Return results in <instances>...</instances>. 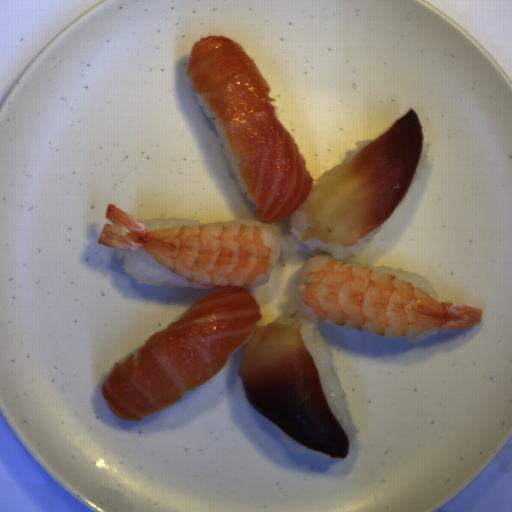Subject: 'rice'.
Instances as JSON below:
<instances>
[{
	"mask_svg": "<svg viewBox=\"0 0 512 512\" xmlns=\"http://www.w3.org/2000/svg\"><path fill=\"white\" fill-rule=\"evenodd\" d=\"M296 293L297 291L288 300L289 314L303 320V324L299 328L302 342L316 366L324 396L347 436L348 452H350L356 445L359 430L354 423L344 390L336 373L335 358L318 323L309 322L301 317Z\"/></svg>",
	"mask_w": 512,
	"mask_h": 512,
	"instance_id": "1",
	"label": "rice"
},
{
	"mask_svg": "<svg viewBox=\"0 0 512 512\" xmlns=\"http://www.w3.org/2000/svg\"><path fill=\"white\" fill-rule=\"evenodd\" d=\"M116 257L123 258V271L137 283L156 286H175L189 289L213 288L190 282L184 277L166 269L145 250H114Z\"/></svg>",
	"mask_w": 512,
	"mask_h": 512,
	"instance_id": "2",
	"label": "rice"
},
{
	"mask_svg": "<svg viewBox=\"0 0 512 512\" xmlns=\"http://www.w3.org/2000/svg\"><path fill=\"white\" fill-rule=\"evenodd\" d=\"M289 225L292 235L298 240V242L304 247L312 251H323L335 259L343 260L351 257H355L364 248H366L382 231L384 222L379 225L370 234L353 244L352 246L342 247L336 245H327L320 242L318 239L302 240L301 236L303 232L308 228V219L306 216V206L301 204L298 209L289 215Z\"/></svg>",
	"mask_w": 512,
	"mask_h": 512,
	"instance_id": "3",
	"label": "rice"
},
{
	"mask_svg": "<svg viewBox=\"0 0 512 512\" xmlns=\"http://www.w3.org/2000/svg\"><path fill=\"white\" fill-rule=\"evenodd\" d=\"M194 91H195V95H196V99H197L198 104L200 105V107L202 108L203 112L205 113V115L207 116L208 120L210 121V123L212 124L213 128L215 129V131L217 133V136H218L219 142L223 145L225 159L227 161V164H228V166L230 168V171H231V173H232V175H233L237 185L239 186V188H240L244 198H246L247 200L252 201L249 193L247 192V190H246V188H245V186H244V184H243V182L241 180V177H240V174L238 172L235 160L233 158V155H232L229 143L227 141L226 135L224 133L223 127L221 125V122H220L218 116L216 115V113L213 110L212 106L203 97V95L196 88L194 89Z\"/></svg>",
	"mask_w": 512,
	"mask_h": 512,
	"instance_id": "4",
	"label": "rice"
},
{
	"mask_svg": "<svg viewBox=\"0 0 512 512\" xmlns=\"http://www.w3.org/2000/svg\"><path fill=\"white\" fill-rule=\"evenodd\" d=\"M146 229V231L172 228V227H197V226H217L228 224H244L256 227H272L278 233V226L270 223L257 221L254 219L236 220V221H223L203 223L195 219L187 218H160V219H142L138 220Z\"/></svg>",
	"mask_w": 512,
	"mask_h": 512,
	"instance_id": "5",
	"label": "rice"
},
{
	"mask_svg": "<svg viewBox=\"0 0 512 512\" xmlns=\"http://www.w3.org/2000/svg\"><path fill=\"white\" fill-rule=\"evenodd\" d=\"M363 266L373 268V269L391 274L393 276L405 279L408 282H410L411 284H413L414 286L418 287L419 289H421L422 291H424L425 293L429 294L430 296H432L433 298H435L436 300L439 301L433 285L426 278H424L421 274L409 272V271H406L401 268H395V267H389V266H377L372 262L365 264Z\"/></svg>",
	"mask_w": 512,
	"mask_h": 512,
	"instance_id": "6",
	"label": "rice"
},
{
	"mask_svg": "<svg viewBox=\"0 0 512 512\" xmlns=\"http://www.w3.org/2000/svg\"><path fill=\"white\" fill-rule=\"evenodd\" d=\"M275 429L279 432L281 440L289 447V449L292 452H300V453H305V454L317 455V456L326 458L328 460L333 458V457H329L327 455H324L322 453H319L317 451H314V450L304 447L303 445H301L300 443H298L297 441H295L294 439H292L291 437L286 435L276 425H275Z\"/></svg>",
	"mask_w": 512,
	"mask_h": 512,
	"instance_id": "7",
	"label": "rice"
},
{
	"mask_svg": "<svg viewBox=\"0 0 512 512\" xmlns=\"http://www.w3.org/2000/svg\"><path fill=\"white\" fill-rule=\"evenodd\" d=\"M430 143L429 141L428 142H423V146H422V152H421V157H420V160H419V163L417 165V168H416V171H415V174L413 176V179L410 183V186L408 188V190L417 182L420 180L421 176H422V173L424 171V167H425V161L428 157V151H429V148H430Z\"/></svg>",
	"mask_w": 512,
	"mask_h": 512,
	"instance_id": "8",
	"label": "rice"
},
{
	"mask_svg": "<svg viewBox=\"0 0 512 512\" xmlns=\"http://www.w3.org/2000/svg\"><path fill=\"white\" fill-rule=\"evenodd\" d=\"M375 140H364L360 142H355V148L352 150H346L344 159L339 163L338 167L344 164H348L352 159H354L363 149H365L370 143Z\"/></svg>",
	"mask_w": 512,
	"mask_h": 512,
	"instance_id": "9",
	"label": "rice"
},
{
	"mask_svg": "<svg viewBox=\"0 0 512 512\" xmlns=\"http://www.w3.org/2000/svg\"><path fill=\"white\" fill-rule=\"evenodd\" d=\"M439 331H440V329L435 328L432 330H428L425 332H421L418 334L409 335V336H405V337H380V336H378V337L381 339H390V340L391 339H406L408 343H417L421 340L428 339L431 335H436ZM374 335H376V334H374Z\"/></svg>",
	"mask_w": 512,
	"mask_h": 512,
	"instance_id": "10",
	"label": "rice"
}]
</instances>
